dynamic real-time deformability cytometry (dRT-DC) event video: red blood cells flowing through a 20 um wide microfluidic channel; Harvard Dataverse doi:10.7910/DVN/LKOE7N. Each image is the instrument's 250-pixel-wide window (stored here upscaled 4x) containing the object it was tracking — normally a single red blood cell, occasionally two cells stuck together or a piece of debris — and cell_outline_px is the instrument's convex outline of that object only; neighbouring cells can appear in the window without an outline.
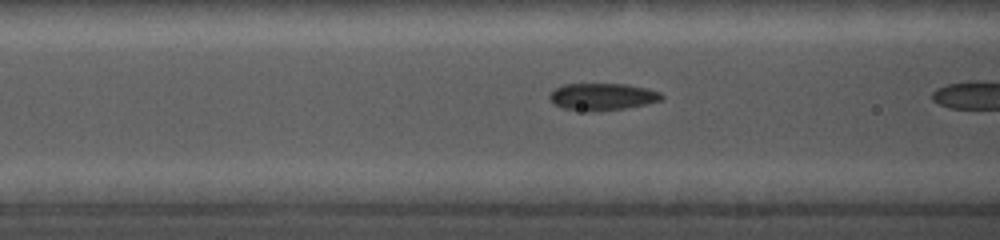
{"species": "common noctule bat (a hibernating species)", "species_latin": "Nyctalus noctula", "temperature_condition": "cold", "stored_images_in_passage": 9, "camera_frame_rate_fps": 5000, "um_per_image_px": 0.085, "animal": {"sex": "female", "body_mass_g": 19.0, "forearm_length_mm": 56.7}, "frame": {"image": 1, "passage_image": 8, "time_ms": 2.0, "image_size_px": [1000, 240], "cell_outline_px": [[664, 100], [624, 108], [564, 108], [552, 104], [548, 96], [556, 88], [564, 84], [624, 84], [644, 88], [660, 92], [664, 96]], "centroid_in_image_um": [51.22, 8.17], "position_along_channel_um": 115.4, "area_um2": 16.7}}